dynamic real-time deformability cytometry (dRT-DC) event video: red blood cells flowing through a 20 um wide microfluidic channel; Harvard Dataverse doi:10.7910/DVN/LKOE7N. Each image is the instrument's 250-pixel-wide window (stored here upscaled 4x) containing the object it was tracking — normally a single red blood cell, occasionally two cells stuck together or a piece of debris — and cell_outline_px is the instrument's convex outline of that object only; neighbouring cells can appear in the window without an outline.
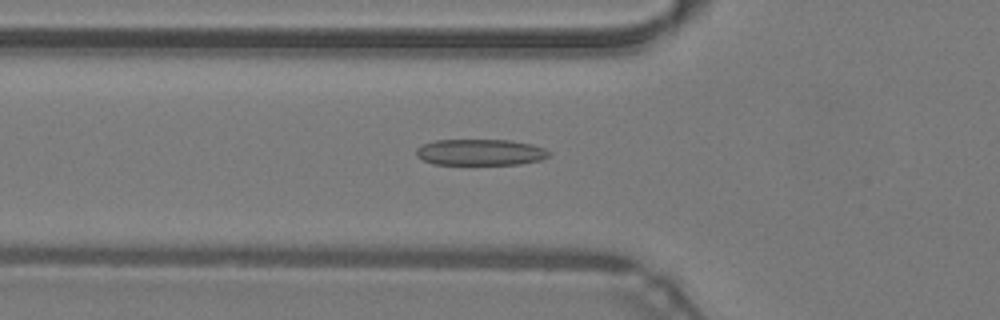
{"species": "common noctule bat (a hibernating species)", "species_latin": "Nyctalus noctula", "temperature_condition": "warm", "stored_images_in_passage": 44, "camera_frame_rate_fps": 3000, "um_per_image_px": 0.085, "animal": {"sex": "male", "body_mass_g": 19.2, "forearm_length_mm": 51.8}, "frame": {"image": 1, "passage_image": 13, "time_ms": 4.0, "image_size_px": [1000, 320], "cell_outline_px": [[548, 156], [540, 160], [520, 164], [432, 164], [416, 156], [416, 148], [424, 144], [436, 140], [508, 140], [532, 144], [544, 148], [548, 152]], "centroid_in_image_um": [40.8, 12.94], "position_along_channel_um": 85.0, "area_um2": 20.11}}
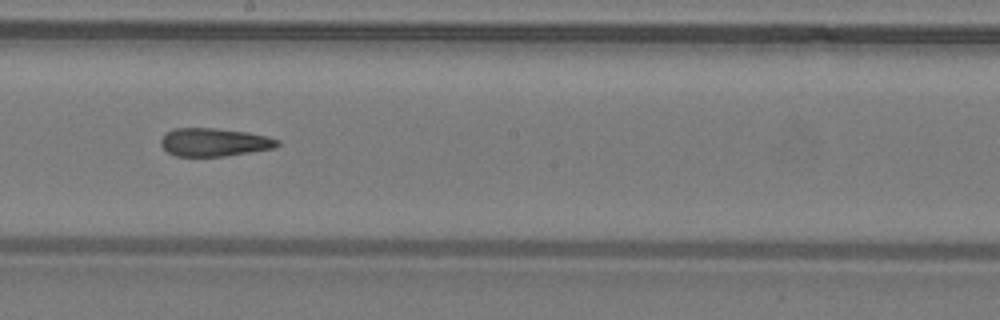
{"frame": {"image": 2, "passage_image": 23, "time_ms": 7.333, "image_size_px": [1000, 320], "cell_outline_px": [[280, 144], [272, 148], [224, 156], [176, 156], [168, 152], [160, 144], [160, 140], [164, 132], [172, 128], [216, 128], [248, 132], [280, 140]], "centroid_in_image_um": [18.14, 12.07], "position_along_channel_um": 230.1, "area_um2": 19.07}}
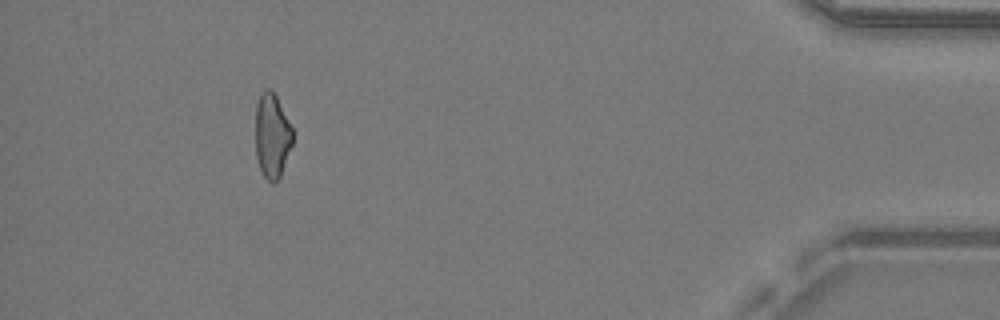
{"frame": {"image": 3, "passage_image": 40, "time_ms": 13.0, "image_size_px": [1000, 320], "cell_outline_px": [[292, 144], [280, 176], [272, 184], [264, 176], [260, 168], [256, 156], [256, 104], [264, 88], [272, 88], [292, 128]], "centroid_in_image_um": [23.11, 11.51], "position_along_channel_um": 412.1, "area_um2": 18.09}, "authors_computed_cell_mechanics": {"area_um2": 19.5942, "velocity_mm_per_s": 4.3361, "shape_relaxation_time_tau1_ms": null, "shape_relaxation_time_tau2_ms": 4.3121, "deformation_change_tau1": null, "deformation_change_tau2": 0.1628}}